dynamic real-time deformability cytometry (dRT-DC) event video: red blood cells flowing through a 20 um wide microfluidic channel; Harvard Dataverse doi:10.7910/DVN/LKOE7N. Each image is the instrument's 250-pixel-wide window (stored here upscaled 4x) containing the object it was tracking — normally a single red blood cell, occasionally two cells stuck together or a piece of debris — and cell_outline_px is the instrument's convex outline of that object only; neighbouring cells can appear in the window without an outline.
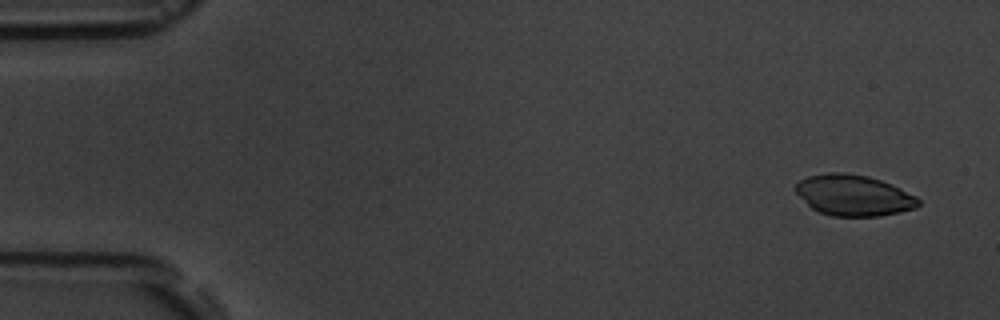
{"species": "common noctule bat (a hibernating species)", "species_latin": "Nyctalus noctula", "temperature_condition": "room temperature", "stored_images_in_passage": 6, "camera_frame_rate_fps": 3000, "um_per_image_px": 0.085, "animal": {"sex": "male", "body_mass_g": 19.5, "forearm_length_mm": 54.6}, "frame": {"image": 1, "passage_image": 1, "time_ms": 0.0, "image_size_px": [1000, 320], "cell_outline_px": [[920, 204], [916, 208], [900, 212], [880, 216], [832, 216], [820, 212], [812, 208], [796, 192], [796, 184], [800, 180], [808, 176], [828, 172], [844, 172], [868, 176], [892, 184], [916, 196], [920, 200]], "centroid_in_image_um": [72.59, 16.6], "position_along_channel_um": 12.4, "area_um2": 29.25}}